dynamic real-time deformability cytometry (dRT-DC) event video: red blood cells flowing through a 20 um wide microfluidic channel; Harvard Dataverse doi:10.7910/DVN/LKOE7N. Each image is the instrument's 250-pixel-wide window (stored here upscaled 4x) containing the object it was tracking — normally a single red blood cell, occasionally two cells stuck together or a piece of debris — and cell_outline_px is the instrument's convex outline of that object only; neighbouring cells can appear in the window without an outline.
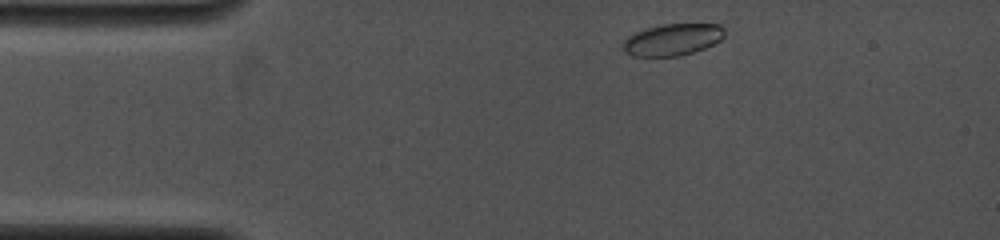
{"species": "common noctule bat (a hibernating species)", "species_latin": "Nyctalus noctula", "temperature_condition": "cold", "stored_images_in_passage": 24, "camera_frame_rate_fps": 4000, "um_per_image_px": 0.085, "animal": {"sex": "female", "body_mass_g": 19.0, "forearm_length_mm": 53.3}, "frame": {"image": 1, "passage_image": 1, "time_ms": 0.0, "image_size_px": [1000, 240], "cell_outline_px": [[724, 36], [720, 40], [704, 48], [680, 56], [632, 56], [624, 52], [624, 40], [628, 36], [636, 32], [648, 28], [664, 24], [720, 24], [724, 28]], "centroid_in_image_um": [57.17, 3.37], "position_along_channel_um": 27.8, "area_um2": 18.61}}
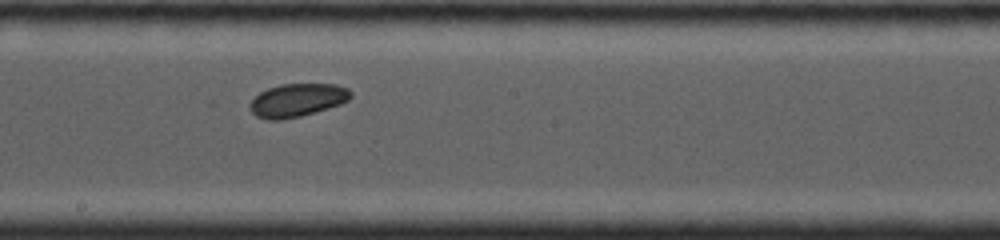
{"frame": {"image": 2, "passage_image": 13, "time_ms": 6.0, "image_size_px": [1000, 240], "cell_outline_px": [[352, 96], [348, 100], [340, 104], [328, 108], [300, 116], [280, 120], [268, 120], [256, 116], [248, 108], [248, 104], [260, 92], [268, 88], [280, 84], [336, 84], [348, 88], [352, 92]], "centroid_in_image_um": [25.25, 8.51], "position_along_channel_um": 222.9, "area_um2": 19.54}}
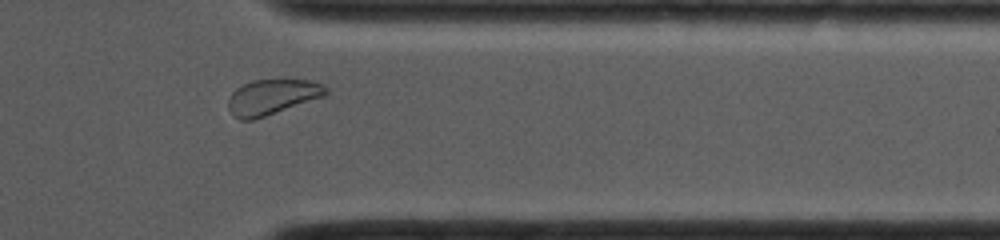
{"frame": {"image": 3, "passage_image": 21, "time_ms": 10.0, "image_size_px": [1000, 240], "cell_outline_px": [[328, 96], [252, 120], [240, 120], [232, 116], [228, 108], [228, 100], [232, 92], [236, 88], [252, 80], [308, 80], [324, 84], [328, 88]], "centroid_in_image_um": [23.16, 8.25], "position_along_channel_um": 388.2, "area_um2": 20.35}, "authors_computed_cell_mechanics": {"area_um2": 19.5942, "velocity_mm_per_s": 4.1082, "shape_relaxation_time_tau1_ms": 1.2245, "shape_relaxation_time_tau2_ms": null, "deformation_change_tau1": 0.0516, "deformation_change_tau2": null}}